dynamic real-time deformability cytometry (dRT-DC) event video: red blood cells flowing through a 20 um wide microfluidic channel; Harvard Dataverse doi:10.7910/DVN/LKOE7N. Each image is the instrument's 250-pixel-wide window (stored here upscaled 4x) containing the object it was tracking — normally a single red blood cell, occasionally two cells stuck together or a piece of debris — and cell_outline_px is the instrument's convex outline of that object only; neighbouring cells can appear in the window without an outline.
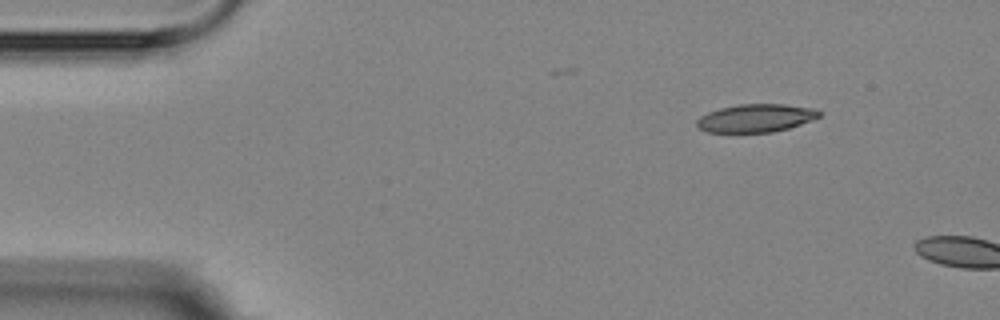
{"species": "Egyptian fruit bat (a non-hibernating species)", "species_latin": "Rousettus aegyptiacus", "temperature_condition": "room temperature", "stored_images_in_passage": 3, "segment_of_instrument_passage": [2, 2], "camera_frame_rate_fps": 3000, "um_per_image_px": 0.085, "animal": {"sex": "female"}, "frame": {"image": 1, "passage_image": 3, "time_ms": 3.333, "image_size_px": [1000, 320], "cell_outline_px": [[820, 116], [812, 120], [788, 128], [772, 132], [708, 132], [700, 128], [696, 124], [696, 120], [700, 116], [708, 112], [720, 108], [740, 104], [784, 104], [812, 108], [820, 112]], "centroid_in_image_um": [64.23, 10.03], "position_along_channel_um": 20.8, "area_um2": 19.83}}